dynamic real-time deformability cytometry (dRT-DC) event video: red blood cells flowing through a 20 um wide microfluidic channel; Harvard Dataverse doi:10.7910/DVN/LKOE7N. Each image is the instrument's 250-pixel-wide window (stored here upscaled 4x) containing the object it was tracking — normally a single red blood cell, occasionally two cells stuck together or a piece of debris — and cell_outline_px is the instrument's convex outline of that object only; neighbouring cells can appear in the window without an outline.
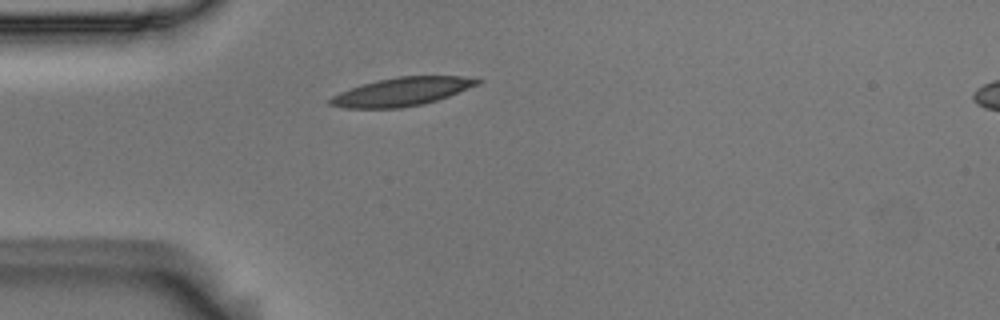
{"species": "Egyptian fruit bat (a non-hibernating species)", "species_latin": "Rousettus aegyptiacus", "temperature_condition": "room temperature", "stored_images_in_passage": 41, "camera_frame_rate_fps": 3000, "um_per_image_px": 0.085, "animal": {"sex": "male"}, "frame": {"image": 1, "passage_image": 1, "time_ms": 0.0, "image_size_px": [1000, 320], "cell_outline_px": [[484, 80], [480, 84], [448, 96], [424, 104], [400, 108], [344, 108], [328, 104], [328, 100], [332, 96], [340, 92], [360, 84], [376, 80], [400, 76], [480, 76]], "centroid_in_image_um": [34.21, 7.78], "position_along_channel_um": 50.8, "area_um2": 24.68}}
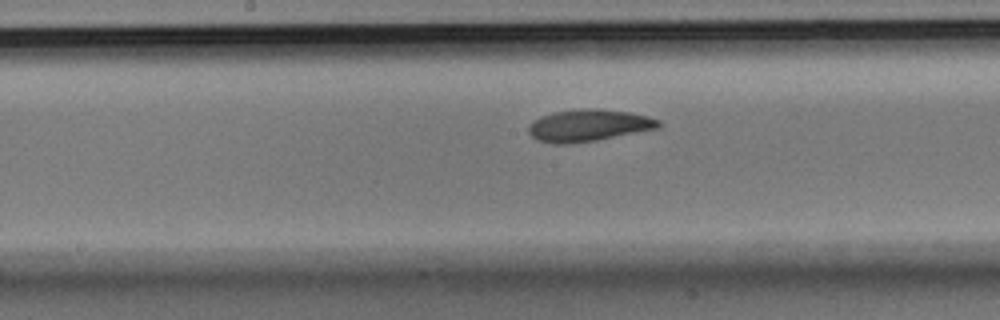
{"frame": {"image": 2, "passage_image": 14, "time_ms": 4.333, "image_size_px": [1000, 320], "cell_outline_px": [[660, 124], [656, 128], [596, 140], [568, 144], [552, 144], [540, 140], [532, 136], [528, 132], [528, 128], [532, 120], [540, 116], [552, 112], [580, 108], [596, 108], [632, 112], [648, 116], [660, 120]], "centroid_in_image_um": [49.98, 10.64], "position_along_channel_um": 198.2, "area_um2": 24.22}}
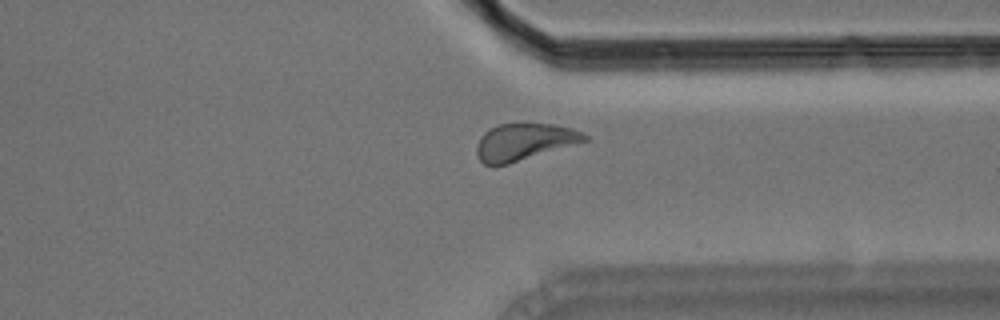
{"frame": {"image": 3, "passage_image": 28, "time_ms": 9.0, "image_size_px": [1000, 320], "cell_outline_px": [[588, 140], [508, 164], [492, 168], [484, 164], [480, 160], [476, 152], [476, 144], [480, 136], [484, 132], [500, 124], [552, 124], [572, 128], [584, 132], [588, 136]], "centroid_in_image_um": [44.52, 12.08], "position_along_channel_um": 366.9, "area_um2": 23.18}, "authors_computed_cell_mechanics": {"area_um2": 23.698, "velocity_mm_per_s": 3.6261, "shape_relaxation_time_tau1_ms": 4.4826, "shape_relaxation_time_tau2_ms": 5.7906, "deformation_change_tau1": 0.1345, "deformation_change_tau2": 0.1127}}